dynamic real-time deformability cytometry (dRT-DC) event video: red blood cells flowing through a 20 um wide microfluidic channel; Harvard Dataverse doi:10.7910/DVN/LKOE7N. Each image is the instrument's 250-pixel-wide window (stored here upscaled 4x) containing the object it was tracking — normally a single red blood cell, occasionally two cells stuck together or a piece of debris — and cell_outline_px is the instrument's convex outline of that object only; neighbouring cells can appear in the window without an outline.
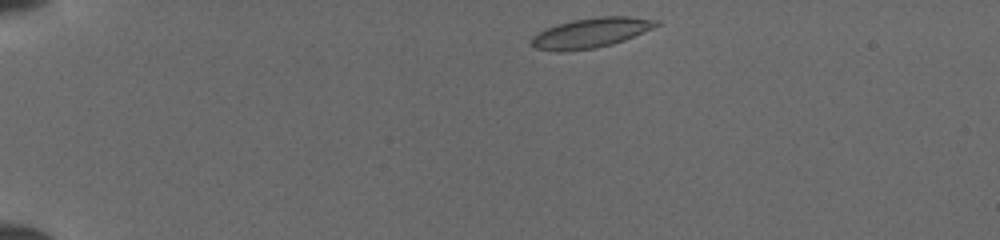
{"species": "common noctule bat (a hibernating species)", "species_latin": "Nyctalus noctula", "temperature_condition": "cold", "stored_images_in_passage": 40, "camera_frame_rate_fps": 3000, "um_per_image_px": 0.085, "animal": {"sex": "female", "body_mass_g": 19.5, "forearm_length_mm": 54.1}, "frame": {"image": 1, "passage_image": 1, "time_ms": 0.0, "image_size_px": [1000, 240], "cell_outline_px": [[660, 24], [652, 28], [624, 40], [612, 44], [596, 48], [560, 52], [556, 52], [536, 48], [528, 44], [528, 40], [532, 36], [548, 28], [572, 20], [596, 16], [628, 16], [660, 20]], "centroid_in_image_um": [50.2, 2.8], "position_along_channel_um": 34.8, "area_um2": 21.79}}
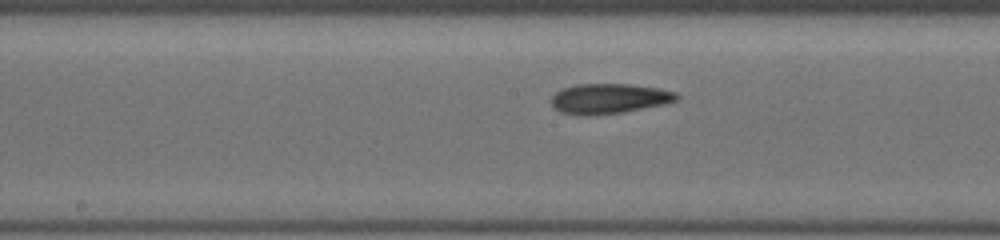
{"frame": {"image": 2, "passage_image": 18, "time_ms": 5.667, "image_size_px": [1000, 240], "cell_outline_px": [[680, 96], [676, 100], [664, 104], [620, 112], [592, 116], [576, 116], [560, 112], [552, 104], [552, 96], [556, 92], [564, 88], [576, 84], [628, 84], [660, 88], [676, 92]], "centroid_in_image_um": [51.76, 8.38], "position_along_channel_um": 196.4, "area_um2": 21.96}}
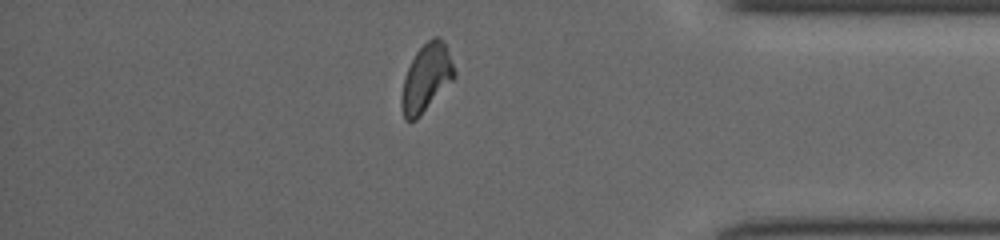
{"frame": {"image": 3, "passage_image": 34, "time_ms": 11.0, "image_size_px": [1000, 240], "cell_outline_px": [[456, 76], [420, 116], [416, 120], [404, 120], [400, 104], [400, 100], [404, 76], [416, 52], [432, 36], [440, 36], [448, 52], [456, 72]], "centroid_in_image_um": [36.21, 6.64], "position_along_channel_um": 399.0, "area_um2": 20.63}}